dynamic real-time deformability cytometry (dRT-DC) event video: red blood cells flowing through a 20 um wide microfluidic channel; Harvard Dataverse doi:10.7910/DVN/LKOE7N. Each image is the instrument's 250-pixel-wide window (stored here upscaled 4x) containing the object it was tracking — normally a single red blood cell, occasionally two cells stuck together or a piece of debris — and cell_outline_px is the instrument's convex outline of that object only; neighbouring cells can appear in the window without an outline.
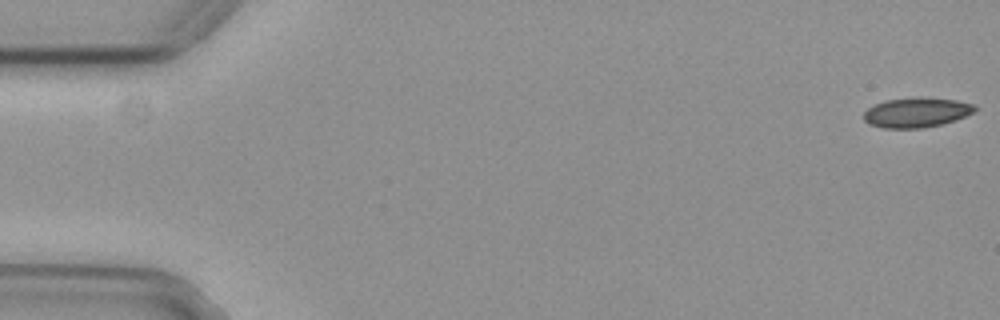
{"species": "common noctule bat (a hibernating species)", "species_latin": "Nyctalus noctula", "temperature_condition": "cold", "stored_images_in_passage": 9, "camera_frame_rate_fps": 3000, "um_per_image_px": 0.085, "animal": {"sex": "female", "body_mass_g": 29.2, "forearm_length_mm": 56.3}, "frame": {"image": 1, "passage_image": 1, "time_ms": 0.0, "image_size_px": [1000, 320], "cell_outline_px": [[976, 108], [972, 112], [956, 120], [924, 128], [884, 128], [868, 124], [864, 120], [864, 112], [868, 108], [876, 104], [888, 100], [956, 100], [976, 104]], "centroid_in_image_um": [77.88, 9.61], "position_along_channel_um": 7.1, "area_um2": 18.32}}